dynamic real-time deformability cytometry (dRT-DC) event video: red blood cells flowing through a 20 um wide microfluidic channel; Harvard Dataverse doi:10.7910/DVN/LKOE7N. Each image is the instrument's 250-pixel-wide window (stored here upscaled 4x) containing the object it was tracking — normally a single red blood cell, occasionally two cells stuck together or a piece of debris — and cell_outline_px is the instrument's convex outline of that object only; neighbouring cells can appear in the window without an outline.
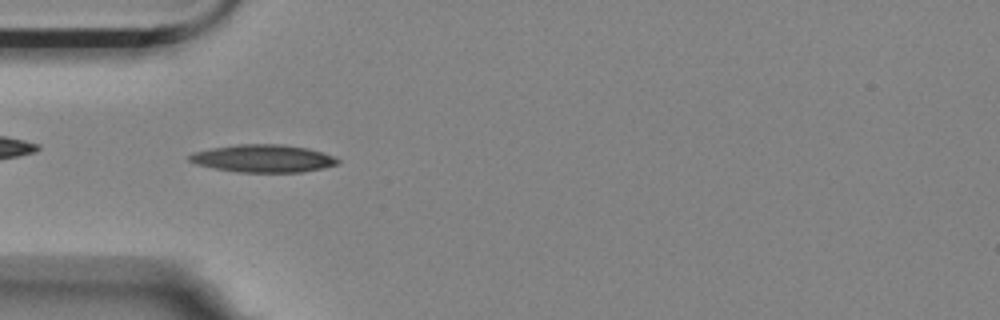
{"species": "Egyptian fruit bat (a non-hibernating species)", "species_latin": "Rousettus aegyptiacus", "temperature_condition": "room temperature", "stored_images_in_passage": 3, "camera_frame_rate_fps": 3000, "um_per_image_px": 0.085, "animal": {"sex": "female"}, "frame": {"image": 1, "passage_image": 3, "time_ms": 0.667, "image_size_px": [1000, 320], "cell_outline_px": [[340, 164], [324, 168], [304, 172], [240, 172], [216, 168], [196, 164], [188, 160], [188, 156], [192, 152], [212, 148], [236, 144], [280, 144], [308, 148], [324, 152], [336, 156], [340, 160]], "centroid_in_image_um": [22.43, 13.46], "position_along_channel_um": 62.6, "area_um2": 24.1}}